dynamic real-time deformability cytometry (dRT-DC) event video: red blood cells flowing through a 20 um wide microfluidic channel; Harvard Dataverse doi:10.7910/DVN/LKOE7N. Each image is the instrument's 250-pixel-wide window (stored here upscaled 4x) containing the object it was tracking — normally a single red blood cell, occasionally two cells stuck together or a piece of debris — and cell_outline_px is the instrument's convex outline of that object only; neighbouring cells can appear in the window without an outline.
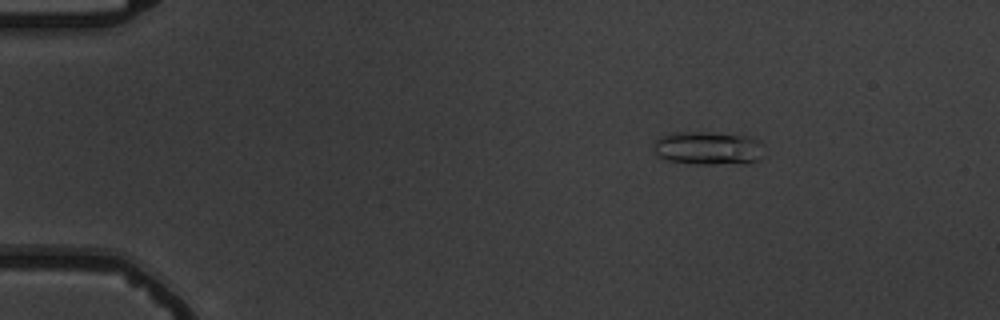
{"species": "common noctule bat (a hibernating species)", "species_latin": "Nyctalus noctula", "temperature_condition": "warm", "stored_images_in_passage": 6, "camera_frame_rate_fps": 3000, "um_per_image_px": 0.085, "animal": {"sex": "male", "body_mass_g": 19.5, "forearm_length_mm": 54.6}, "frame": {"image": 1, "passage_image": 1, "time_ms": 0.0, "image_size_px": [1000, 320], "cell_outline_px": [[764, 156], [760, 160], [748, 164], [696, 164], [668, 160], [656, 156], [652, 148], [652, 144], [660, 136], [672, 132], [708, 132], [748, 136], [764, 144]], "centroid_in_image_um": [60.21, 12.6], "position_along_channel_um": 24.8, "area_um2": 22.14}}
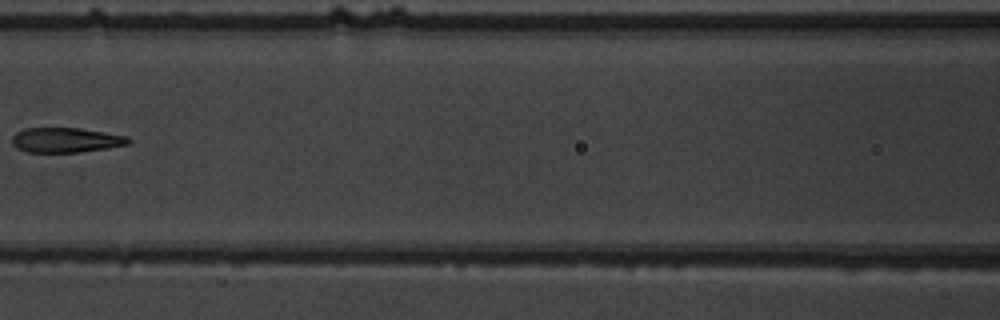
{"frame": {"image": 2, "passage_image": 6, "time_ms": 6.0, "image_size_px": [1000, 320], "cell_outline_px": [[132, 140], [128, 144], [108, 148], [80, 152], [28, 152], [16, 148], [12, 144], [12, 136], [16, 132], [24, 128], [80, 128], [128, 136]], "centroid_in_image_um": [5.59, 11.9], "position_along_channel_um": 161.0, "area_um2": 16.94}}